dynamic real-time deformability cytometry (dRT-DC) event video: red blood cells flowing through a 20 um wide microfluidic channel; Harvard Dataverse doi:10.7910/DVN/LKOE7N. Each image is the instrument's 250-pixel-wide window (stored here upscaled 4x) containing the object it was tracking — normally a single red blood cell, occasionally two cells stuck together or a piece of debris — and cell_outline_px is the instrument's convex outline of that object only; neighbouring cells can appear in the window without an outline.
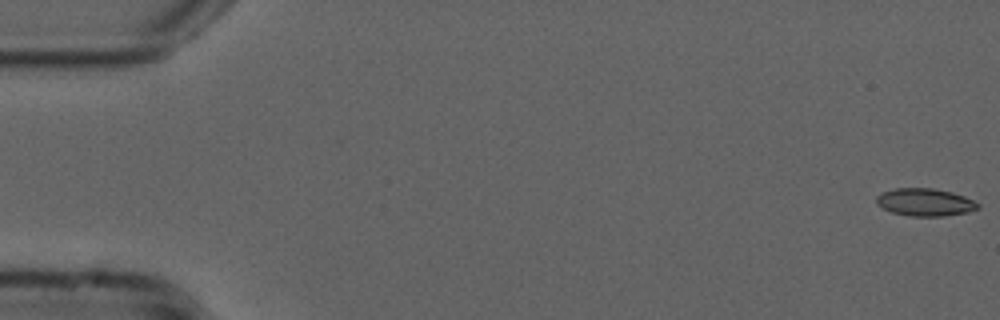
{"species": "common noctule bat (a hibernating species)", "species_latin": "Nyctalus noctula", "temperature_condition": "cold", "stored_images_in_passage": 54, "camera_frame_rate_fps": 3000, "um_per_image_px": 0.085, "animal": {"sex": "male", "forearm_length_mm": 52.5}, "frame": {"image": 1, "passage_image": 1, "time_ms": 0.0, "image_size_px": [1000, 320], "cell_outline_px": [[980, 208], [968, 212], [944, 216], [908, 216], [892, 212], [876, 204], [876, 196], [884, 192], [896, 188], [932, 188], [952, 192], [964, 196], [980, 204]], "centroid_in_image_um": [78.64, 17.19], "position_along_channel_um": 6.4, "area_um2": 16.3}}
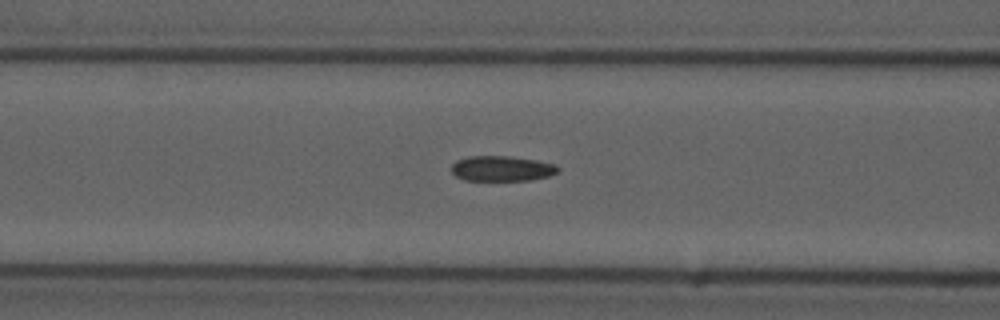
{"frame": {"image": 2, "passage_image": 22, "time_ms": 7.0, "image_size_px": [1000, 320], "cell_outline_px": [[560, 168], [556, 172], [548, 176], [528, 180], [464, 180], [456, 176], [452, 172], [452, 164], [456, 160], [468, 156], [508, 156], [536, 160], [556, 164]], "centroid_in_image_um": [42.63, 14.32], "position_along_channel_um": 124.0, "area_um2": 15.61}}
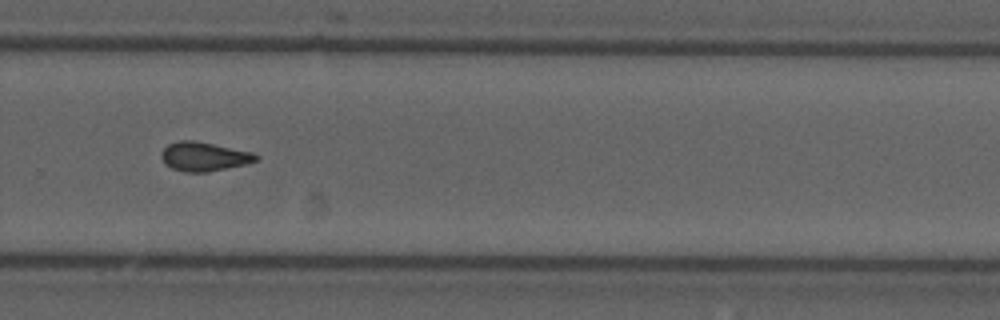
{"frame": {"image": 3, "passage_image": 37, "time_ms": 12.0, "image_size_px": [1000, 320], "cell_outline_px": [[260, 160], [244, 164], [208, 172], [184, 172], [172, 168], [164, 164], [160, 156], [160, 152], [168, 144], [180, 140], [192, 140], [252, 152], [260, 156]], "centroid_in_image_um": [17.31, 13.31], "position_along_channel_um": 312.5, "area_um2": 16.01}, "authors_computed_cell_mechanics": {"area_um2": 15.8372, "velocity_mm_per_s": 3.7757, "shape_relaxation_time_tau1_ms": 10.3269, "shape_relaxation_time_tau2_ms": 3.473, "deformation_change_tau1": 0.1606, "deformation_change_tau2": 0.0996}}